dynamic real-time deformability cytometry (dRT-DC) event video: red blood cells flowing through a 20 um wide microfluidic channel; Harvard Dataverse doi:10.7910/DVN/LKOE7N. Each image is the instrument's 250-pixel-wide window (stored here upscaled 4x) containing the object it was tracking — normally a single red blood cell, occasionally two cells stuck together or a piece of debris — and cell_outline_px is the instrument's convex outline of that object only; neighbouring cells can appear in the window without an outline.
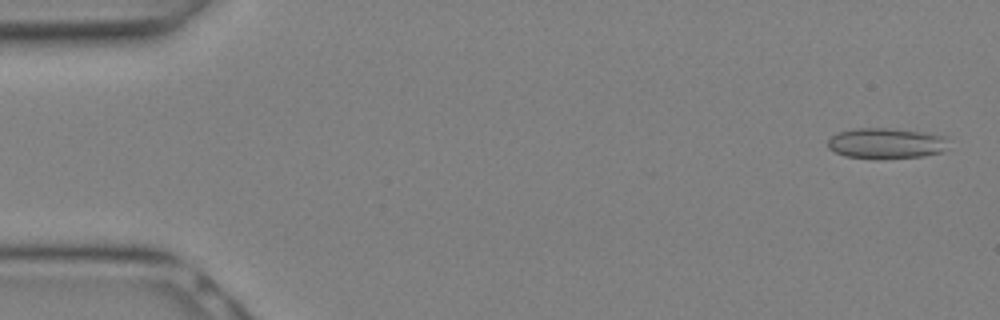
{"species": "Egyptian fruit bat (a non-hibernating species)", "species_latin": "Rousettus aegyptiacus", "temperature_condition": "warm", "stored_images_in_passage": 11, "camera_frame_rate_fps": 3000, "um_per_image_px": 0.085, "animal": {"sex": "female"}, "frame": {"image": 1, "passage_image": 1, "time_ms": 0.0, "image_size_px": [1000, 320], "cell_outline_px": [[948, 136], [944, 152], [924, 156], [844, 156], [828, 148], [828, 140], [836, 132], [856, 128], [888, 128], [924, 132]], "centroid_in_image_um": [75.34, 12.13], "position_along_channel_um": 9.7, "area_um2": 20.87}}
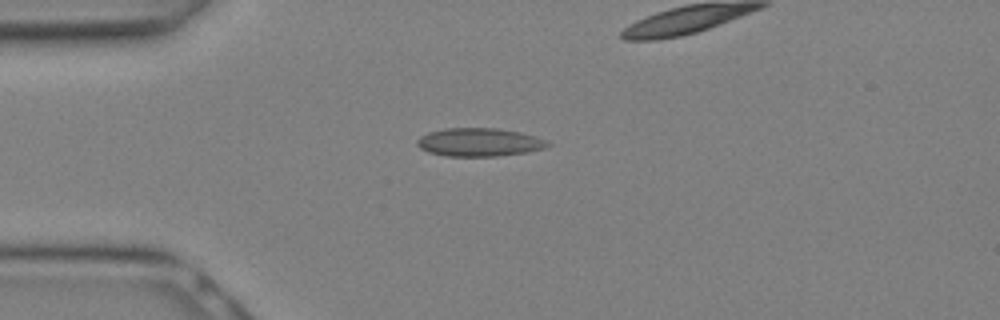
{"frame": {"image": 2, "passage_image": 7, "time_ms": 2.0, "image_size_px": [1000, 320], "cell_outline_px": [[552, 144], [544, 148], [528, 152], [496, 156], [444, 156], [428, 152], [420, 148], [416, 144], [416, 140], [420, 136], [428, 132], [444, 128], [496, 128], [520, 132], [536, 136]], "centroid_in_image_um": [40.7, 12.09], "position_along_channel_um": 44.3, "area_um2": 21.62}}
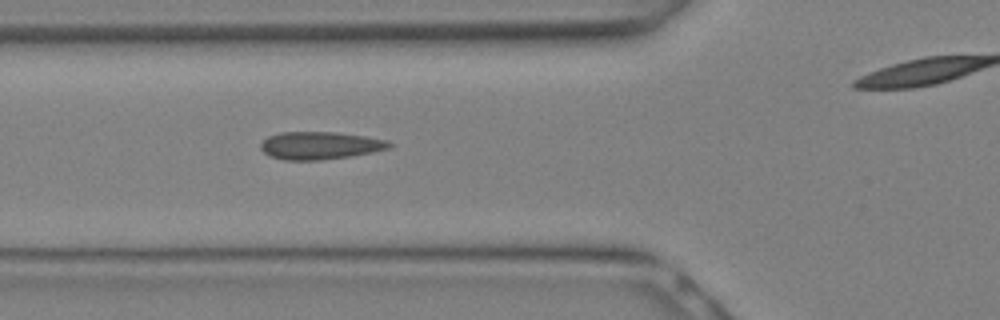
{"frame": {"image": 3, "passage_image": 10, "time_ms": 3.0, "image_size_px": [1000, 320], "cell_outline_px": [[392, 144], [388, 148], [372, 152], [352, 156], [320, 160], [284, 160], [268, 156], [260, 148], [260, 144], [268, 136], [280, 132], [336, 132], [364, 136], [388, 140]], "centroid_in_image_um": [27.17, 12.37], "position_along_channel_um": 98.6, "area_um2": 20.75}}